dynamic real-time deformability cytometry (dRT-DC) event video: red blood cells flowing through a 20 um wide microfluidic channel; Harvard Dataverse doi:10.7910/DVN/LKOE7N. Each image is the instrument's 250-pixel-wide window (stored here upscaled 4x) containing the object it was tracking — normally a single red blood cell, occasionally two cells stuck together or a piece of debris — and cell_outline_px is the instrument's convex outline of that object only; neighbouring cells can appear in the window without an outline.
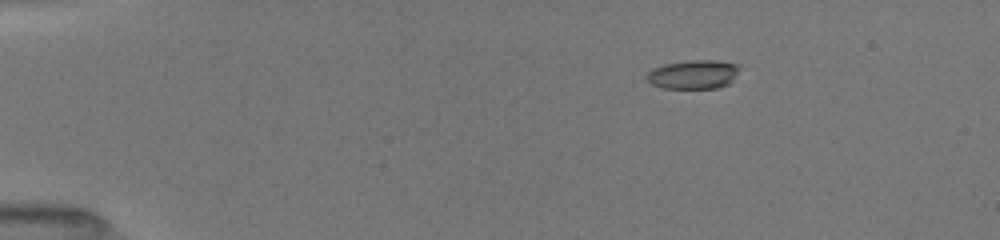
{"species": "common noctule bat (a hibernating species)", "species_latin": "Nyctalus noctula", "temperature_condition": "room temperature", "stored_images_in_passage": 15, "camera_frame_rate_fps": 3000, "um_per_image_px": 0.085, "animal": {"sex": "female", "body_mass_g": 19.5, "forearm_length_mm": 54.1}, "frame": {"image": 1, "passage_image": 4, "time_ms": 3.0, "image_size_px": [1000, 240], "cell_outline_px": [[740, 68], [728, 84], [720, 88], [664, 88], [652, 84], [648, 80], [648, 72], [652, 68], [664, 64], [688, 60], [716, 60], [740, 64]], "centroid_in_image_um": [58.96, 6.31], "position_along_channel_um": 26.0, "area_um2": 15.61}}
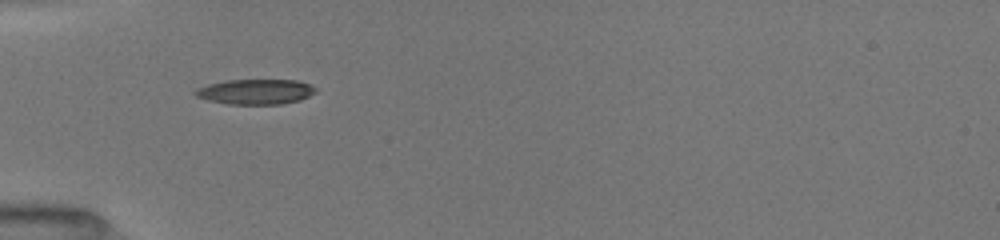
{"frame": {"image": 2, "passage_image": 10, "time_ms": 6.0, "image_size_px": [1000, 240], "cell_outline_px": [[316, 92], [300, 100], [280, 104], [228, 104], [208, 100], [196, 96], [192, 92], [196, 88], [208, 84], [224, 80], [296, 80], [308, 84], [316, 88]], "centroid_in_image_um": [21.68, 7.79], "position_along_channel_um": 63.3, "area_um2": 17.63}}
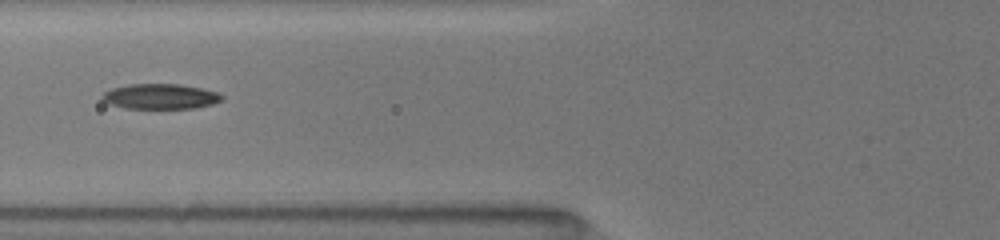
{"frame": {"image": 3, "passage_image": 13, "time_ms": 7.333, "image_size_px": [1000, 240], "cell_outline_px": [[224, 100], [212, 104], [196, 108], [124, 108], [108, 104], [100, 96], [104, 92], [112, 88], [128, 84], [180, 84], [200, 88], [216, 92], [224, 96]], "centroid_in_image_um": [13.62, 8.2], "position_along_channel_um": 112.2, "area_um2": 17.63}}